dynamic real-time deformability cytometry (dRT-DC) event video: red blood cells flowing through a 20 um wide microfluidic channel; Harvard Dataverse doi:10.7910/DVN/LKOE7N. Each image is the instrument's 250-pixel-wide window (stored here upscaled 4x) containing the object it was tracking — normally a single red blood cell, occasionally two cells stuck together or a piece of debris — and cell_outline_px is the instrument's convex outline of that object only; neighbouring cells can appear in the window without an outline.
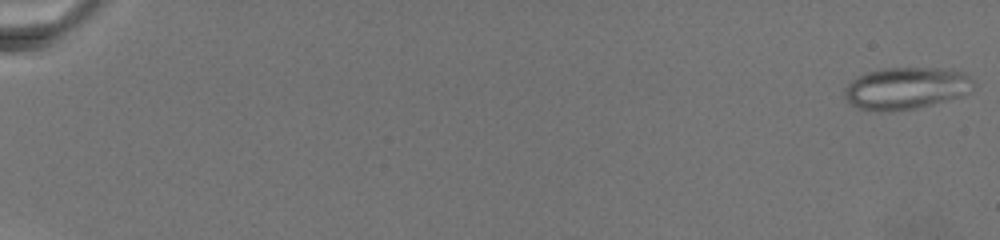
{"species": "common noctule bat (a hibernating species)", "species_latin": "Nyctalus noctula", "temperature_condition": "warm", "stored_images_in_passage": 106, "camera_frame_rate_fps": 3000, "um_per_image_px": 0.085, "animal": {"sex": "female", "body_mass_g": 19.5, "forearm_length_mm": 54.1}, "frame": {"image": 1, "passage_image": 1, "time_ms": 0.0, "image_size_px": [1000, 240], "cell_outline_px": [[976, 84], [964, 96], [916, 108], [888, 112], [880, 112], [860, 108], [852, 104], [844, 96], [844, 88], [852, 80], [868, 72], [884, 68], [952, 68], [964, 72], [972, 76]], "centroid_in_image_um": [77.09, 7.49], "position_along_channel_um": 7.9, "area_um2": 31.91}}
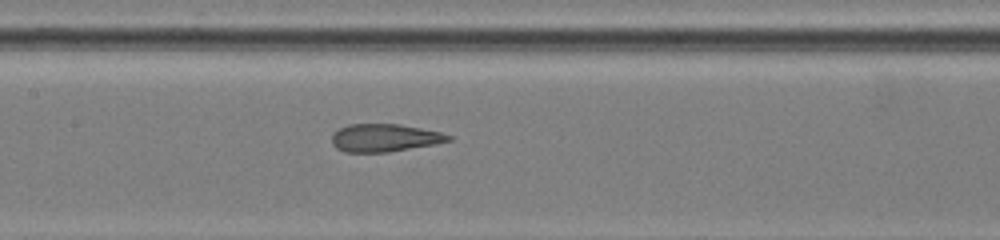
{"frame": {"image": 2, "passage_image": 62, "time_ms": 13.333, "image_size_px": [1000, 240], "cell_outline_px": [[452, 140], [436, 144], [388, 152], [344, 152], [336, 148], [332, 144], [332, 132], [348, 124], [400, 124], [440, 132], [452, 136]], "centroid_in_image_um": [32.67, 11.72], "position_along_channel_um": 174.7, "area_um2": 18.96}}
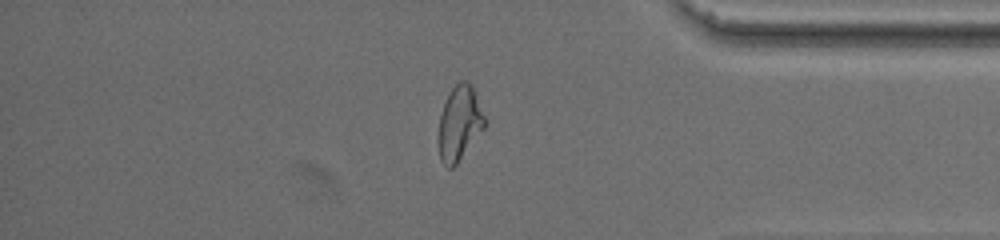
{"frame": {"image": 3, "passage_image": 93, "time_ms": 21.667, "image_size_px": [1000, 240], "cell_outline_px": [[488, 124], [456, 164], [452, 168], [448, 168], [440, 160], [436, 140], [440, 116], [444, 104], [452, 88], [460, 80], [468, 80], [472, 84]], "centroid_in_image_um": [39.05, 10.48], "position_along_channel_um": 396.1, "area_um2": 20.46}}